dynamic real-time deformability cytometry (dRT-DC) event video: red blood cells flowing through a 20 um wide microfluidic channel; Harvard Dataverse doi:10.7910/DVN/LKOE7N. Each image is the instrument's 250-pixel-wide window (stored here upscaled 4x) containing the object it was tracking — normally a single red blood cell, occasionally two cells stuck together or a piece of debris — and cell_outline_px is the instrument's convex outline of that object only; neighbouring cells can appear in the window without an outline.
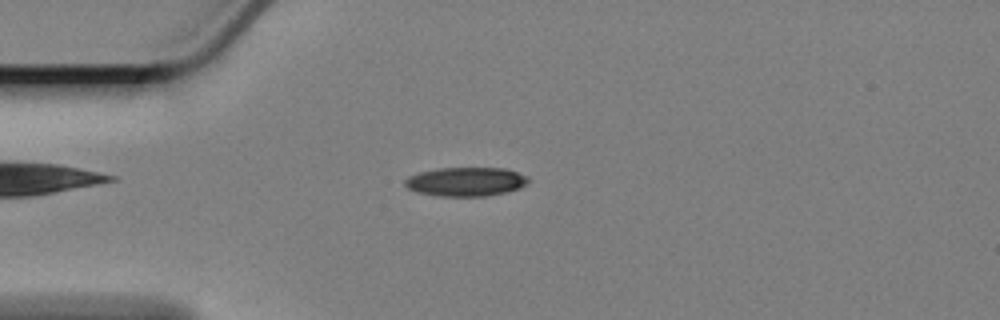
{"species": "Egyptian fruit bat (a non-hibernating species)", "species_latin": "Rousettus aegyptiacus", "temperature_condition": "cold", "stored_images_in_passage": 48, "camera_frame_rate_fps": 3000, "um_per_image_px": 0.085, "animal": {"sex": "female"}, "frame": {"image": 1, "passage_image": 4, "time_ms": 1.0, "image_size_px": [1000, 320], "cell_outline_px": [[532, 180], [528, 184], [520, 188], [488, 196], [440, 196], [416, 192], [408, 188], [404, 184], [404, 180], [408, 176], [420, 172], [440, 168], [504, 168], [528, 176]], "centroid_in_image_um": [39.62, 15.44], "position_along_channel_um": 45.4, "area_um2": 20.92}}
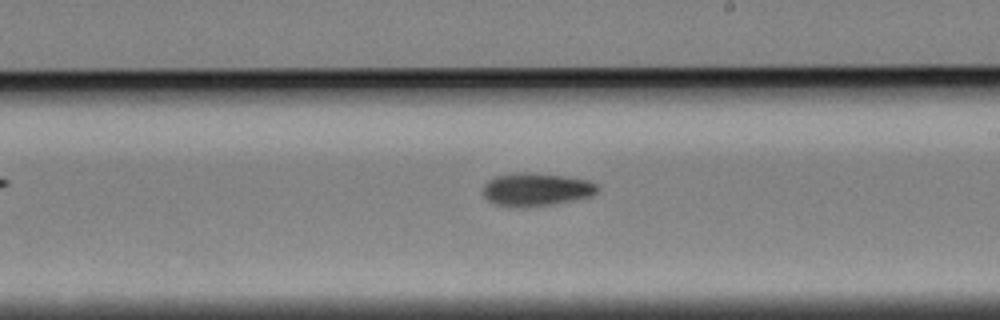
{"frame": {"image": 2, "passage_image": 23, "time_ms": 7.333, "image_size_px": [1000, 320], "cell_outline_px": [[600, 188], [592, 196], [552, 204], [524, 208], [508, 208], [492, 204], [484, 196], [484, 184], [488, 180], [496, 176], [564, 176], [588, 180], [596, 184]], "centroid_in_image_um": [45.58, 16.19], "position_along_channel_um": 243.4, "area_um2": 21.21}}
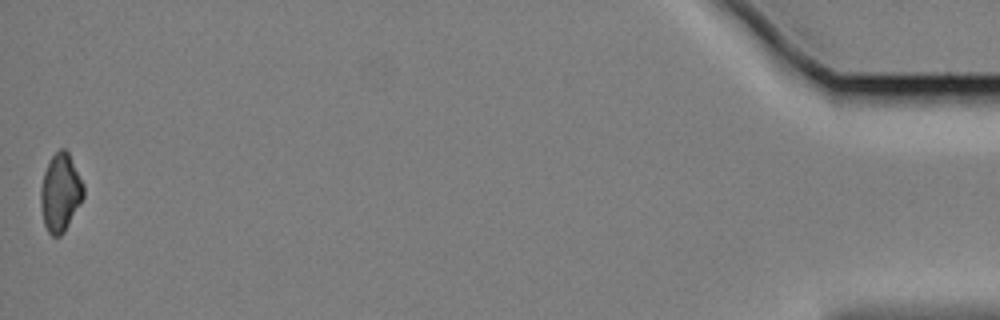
{"frame": {"image": 3, "passage_image": 48, "time_ms": 15.667, "image_size_px": [1000, 320], "cell_outline_px": [[84, 196], [80, 204], [64, 232], [60, 236], [52, 236], [48, 232], [44, 224], [40, 204], [40, 188], [44, 172], [52, 156], [60, 148], [64, 148], [68, 152], [84, 184]], "centroid_in_image_um": [5.13, 16.38], "position_along_channel_um": 430.1, "area_um2": 19.42}, "authors_computed_cell_mechanics": {"area_um2": 20.9525, "velocity_mm_per_s": 3.3695, "shape_relaxation_time_tau1_ms": 4.7604, "shape_relaxation_time_tau2_ms": null, "deformation_change_tau1": 0.111, "deformation_change_tau2": null}}